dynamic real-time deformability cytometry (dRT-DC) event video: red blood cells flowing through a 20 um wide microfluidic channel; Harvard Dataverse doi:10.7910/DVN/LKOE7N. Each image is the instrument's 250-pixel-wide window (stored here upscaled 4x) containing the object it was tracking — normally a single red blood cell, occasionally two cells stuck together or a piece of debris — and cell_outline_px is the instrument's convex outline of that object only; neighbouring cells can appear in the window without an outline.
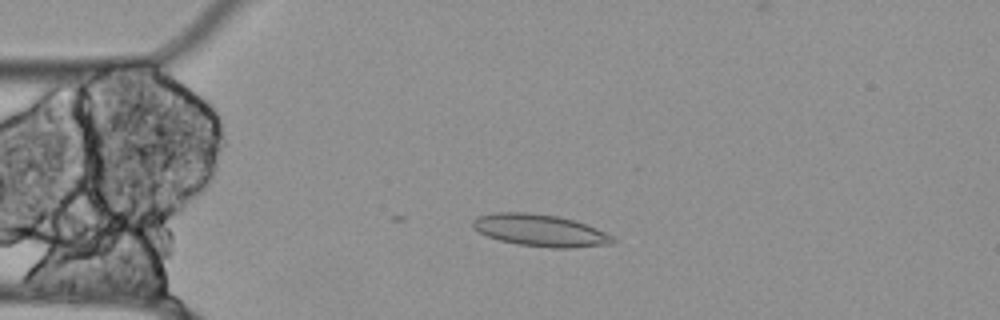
{"species": "Egyptian fruit bat (a non-hibernating species)", "species_latin": "Rousettus aegyptiacus", "temperature_condition": "cold", "stored_images_in_passage": 19, "camera_frame_rate_fps": 3000, "um_per_image_px": 0.085, "animal": {"sex": "female"}, "frame": {"image": 1, "passage_image": 12, "time_ms": 3.667, "image_size_px": [1000, 320], "cell_outline_px": [[616, 240], [612, 244], [572, 248], [552, 248], [520, 244], [500, 240], [488, 236], [472, 228], [472, 220], [476, 216], [496, 212], [528, 212], [560, 216], [576, 220], [596, 228], [612, 236]], "centroid_in_image_um": [45.91, 19.57], "position_along_channel_um": 39.1, "area_um2": 26.24}}
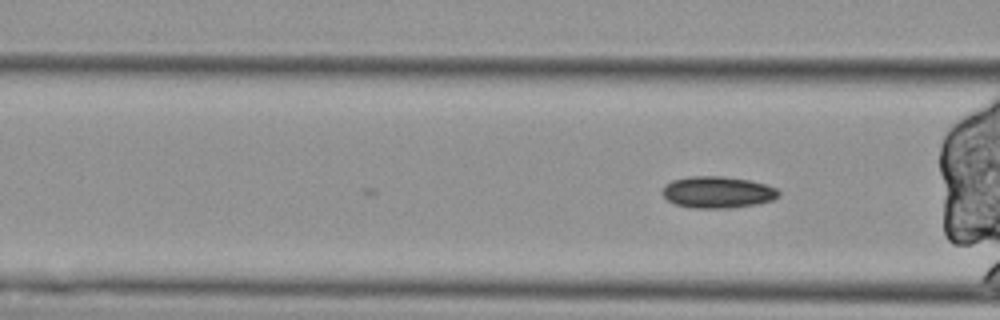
{"frame": {"image": 2, "passage_image": 19, "time_ms": 6.0, "image_size_px": [1000, 320], "cell_outline_px": [[780, 196], [772, 200], [756, 204], [728, 208], [692, 208], [676, 204], [668, 200], [660, 192], [672, 180], [688, 176], [724, 176], [748, 180], [764, 184], [776, 188], [780, 192]], "centroid_in_image_um": [61.0, 16.33], "position_along_channel_um": 105.6, "area_um2": 21.39}}